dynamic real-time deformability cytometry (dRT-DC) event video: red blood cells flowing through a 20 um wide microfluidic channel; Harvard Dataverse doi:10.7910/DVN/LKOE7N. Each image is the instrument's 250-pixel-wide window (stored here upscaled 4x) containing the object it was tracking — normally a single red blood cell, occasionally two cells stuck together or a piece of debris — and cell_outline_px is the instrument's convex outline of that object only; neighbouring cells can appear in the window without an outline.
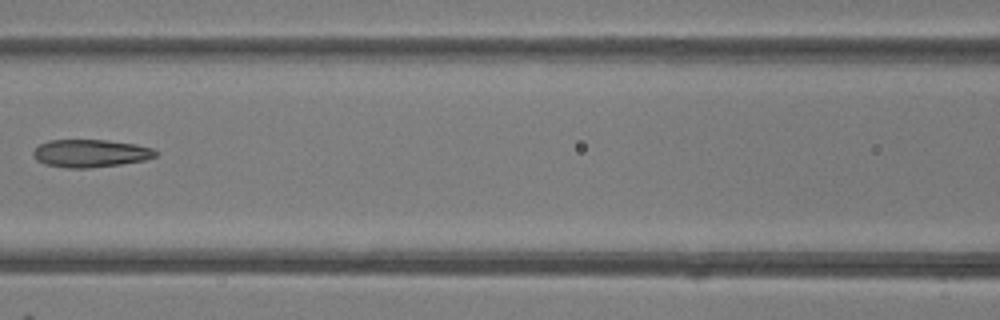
{"species": "common noctule bat (a hibernating species)", "species_latin": "Nyctalus noctula", "temperature_condition": "room temperature", "stored_images_in_passage": 9, "camera_frame_rate_fps": 3000, "um_per_image_px": 0.085, "animal": {"sex": "female"}, "frame": {"image": 1, "passage_image": 8, "time_ms": 8.0, "image_size_px": [1000, 320], "cell_outline_px": [[160, 152], [156, 156], [144, 160], [120, 164], [88, 168], [68, 168], [44, 164], [36, 160], [32, 152], [40, 144], [48, 140], [108, 140], [136, 144], [152, 148]], "centroid_in_image_um": [7.7, 13.03], "position_along_channel_um": 158.9, "area_um2": 19.83}}
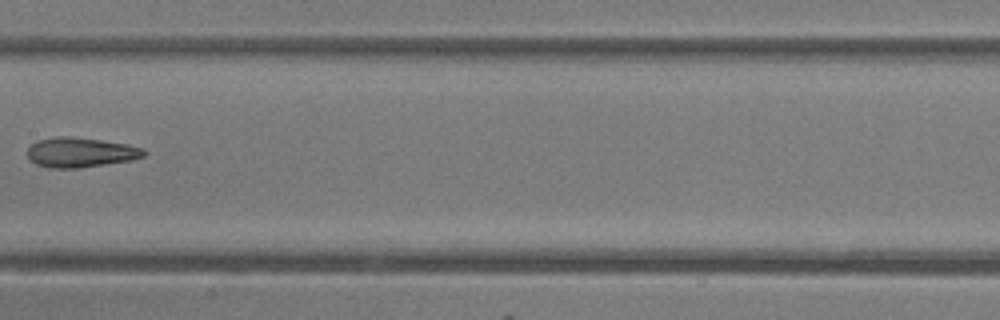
{"frame": {"image": 2, "passage_image": 9, "time_ms": 9.0, "image_size_px": [1000, 320], "cell_outline_px": [[148, 152], [144, 156], [128, 160], [80, 168], [48, 168], [36, 164], [28, 156], [28, 148], [36, 140], [56, 136], [72, 136], [128, 144], [144, 148]], "centroid_in_image_um": [6.84, 12.94], "position_along_channel_um": 200.6, "area_um2": 20.23}}